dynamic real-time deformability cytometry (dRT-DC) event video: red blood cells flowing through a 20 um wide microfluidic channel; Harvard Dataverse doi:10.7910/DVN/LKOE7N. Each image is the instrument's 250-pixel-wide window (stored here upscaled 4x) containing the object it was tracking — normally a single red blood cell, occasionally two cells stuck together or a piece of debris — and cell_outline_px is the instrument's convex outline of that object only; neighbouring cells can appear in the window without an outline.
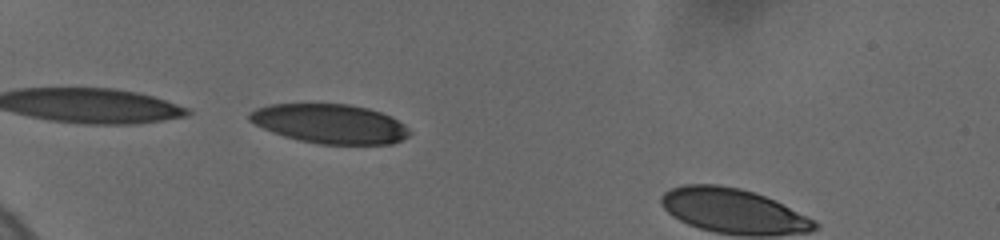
{"species": "human", "species_latin": "Homo sapiens", "temperature_condition": "cold", "stored_images_in_passage": 8, "camera_frame_rate_fps": 3000, "um_per_image_px": 0.085, "donor": {"sex": "female"}, "frame": {"image": 1, "passage_image": 8, "time_ms": 3.667, "image_size_px": [1000, 240], "cell_outline_px": [[412, 132], [408, 136], [392, 144], [316, 144], [296, 140], [272, 132], [248, 120], [248, 116], [256, 108], [268, 104], [348, 104], [368, 108], [392, 116], [404, 124]], "centroid_in_image_um": [28.06, 10.52], "position_along_channel_um": 56.9, "area_um2": 36.76}}